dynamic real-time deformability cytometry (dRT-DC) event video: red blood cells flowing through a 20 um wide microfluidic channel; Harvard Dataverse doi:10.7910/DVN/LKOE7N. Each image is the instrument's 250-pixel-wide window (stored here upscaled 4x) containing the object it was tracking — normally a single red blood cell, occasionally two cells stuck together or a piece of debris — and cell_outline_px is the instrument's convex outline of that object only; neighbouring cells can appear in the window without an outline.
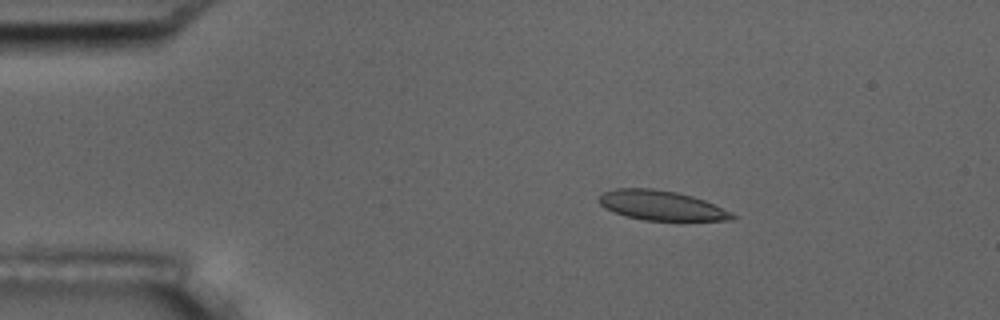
{"species": "common noctule bat (a hibernating species)", "species_latin": "Nyctalus noctula", "temperature_condition": "room temperature", "stored_images_in_passage": 5, "camera_frame_rate_fps": 3000, "um_per_image_px": 0.085, "animal": {"sex": "male", "body_mass_g": 17.5, "forearm_length_mm": 52.3}, "frame": {"image": 1, "passage_image": 3, "time_ms": 2.0, "image_size_px": [1000, 320], "cell_outline_px": [[736, 216], [732, 220], [644, 220], [624, 216], [604, 208], [600, 204], [600, 196], [604, 192], [616, 188], [652, 188], [676, 192], [692, 196], [704, 200], [732, 212]], "centroid_in_image_um": [56.2, 17.46], "position_along_channel_um": 28.8, "area_um2": 22.89}}